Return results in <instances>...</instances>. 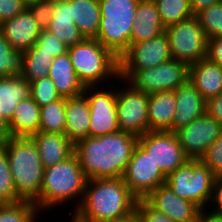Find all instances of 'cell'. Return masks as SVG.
I'll list each match as a JSON object with an SVG mask.
<instances>
[{"label":"cell","instance_id":"1","mask_svg":"<svg viewBox=\"0 0 222 222\" xmlns=\"http://www.w3.org/2000/svg\"><path fill=\"white\" fill-rule=\"evenodd\" d=\"M137 144L138 136L119 130L79 140L75 154L87 179L122 178Z\"/></svg>","mask_w":222,"mask_h":222},{"label":"cell","instance_id":"2","mask_svg":"<svg viewBox=\"0 0 222 222\" xmlns=\"http://www.w3.org/2000/svg\"><path fill=\"white\" fill-rule=\"evenodd\" d=\"M137 198L123 178L88 179L73 222H107L126 217L135 211Z\"/></svg>","mask_w":222,"mask_h":222},{"label":"cell","instance_id":"3","mask_svg":"<svg viewBox=\"0 0 222 222\" xmlns=\"http://www.w3.org/2000/svg\"><path fill=\"white\" fill-rule=\"evenodd\" d=\"M87 180L74 153L66 160L44 169L40 196L34 204L43 212L77 197L79 202L74 208L76 210L83 200Z\"/></svg>","mask_w":222,"mask_h":222},{"label":"cell","instance_id":"4","mask_svg":"<svg viewBox=\"0 0 222 222\" xmlns=\"http://www.w3.org/2000/svg\"><path fill=\"white\" fill-rule=\"evenodd\" d=\"M2 146L8 156L17 194L34 203L40 196L45 169L35 142L31 137L10 136Z\"/></svg>","mask_w":222,"mask_h":222},{"label":"cell","instance_id":"5","mask_svg":"<svg viewBox=\"0 0 222 222\" xmlns=\"http://www.w3.org/2000/svg\"><path fill=\"white\" fill-rule=\"evenodd\" d=\"M68 54L79 80L86 86H97L107 79H119L120 60L95 38L68 47Z\"/></svg>","mask_w":222,"mask_h":222},{"label":"cell","instance_id":"6","mask_svg":"<svg viewBox=\"0 0 222 222\" xmlns=\"http://www.w3.org/2000/svg\"><path fill=\"white\" fill-rule=\"evenodd\" d=\"M140 0H99L101 20L97 39L120 58L130 47V33Z\"/></svg>","mask_w":222,"mask_h":222},{"label":"cell","instance_id":"7","mask_svg":"<svg viewBox=\"0 0 222 222\" xmlns=\"http://www.w3.org/2000/svg\"><path fill=\"white\" fill-rule=\"evenodd\" d=\"M216 177L200 159L188 160L167 175L165 184L180 198L192 201L205 210L212 198Z\"/></svg>","mask_w":222,"mask_h":222},{"label":"cell","instance_id":"8","mask_svg":"<svg viewBox=\"0 0 222 222\" xmlns=\"http://www.w3.org/2000/svg\"><path fill=\"white\" fill-rule=\"evenodd\" d=\"M189 79V66L171 59L156 67L140 70H120L119 80L148 95L174 91Z\"/></svg>","mask_w":222,"mask_h":222},{"label":"cell","instance_id":"9","mask_svg":"<svg viewBox=\"0 0 222 222\" xmlns=\"http://www.w3.org/2000/svg\"><path fill=\"white\" fill-rule=\"evenodd\" d=\"M172 59L191 66L206 58L208 38L194 15L165 29Z\"/></svg>","mask_w":222,"mask_h":222},{"label":"cell","instance_id":"10","mask_svg":"<svg viewBox=\"0 0 222 222\" xmlns=\"http://www.w3.org/2000/svg\"><path fill=\"white\" fill-rule=\"evenodd\" d=\"M166 177L159 165L137 144L122 178L137 199H145L166 183Z\"/></svg>","mask_w":222,"mask_h":222},{"label":"cell","instance_id":"11","mask_svg":"<svg viewBox=\"0 0 222 222\" xmlns=\"http://www.w3.org/2000/svg\"><path fill=\"white\" fill-rule=\"evenodd\" d=\"M147 93L134 89L130 84L117 90L116 107L119 130L136 136L149 132Z\"/></svg>","mask_w":222,"mask_h":222},{"label":"cell","instance_id":"12","mask_svg":"<svg viewBox=\"0 0 222 222\" xmlns=\"http://www.w3.org/2000/svg\"><path fill=\"white\" fill-rule=\"evenodd\" d=\"M138 144L166 175L190 160L184 153L178 136L174 132L149 131L138 137Z\"/></svg>","mask_w":222,"mask_h":222},{"label":"cell","instance_id":"13","mask_svg":"<svg viewBox=\"0 0 222 222\" xmlns=\"http://www.w3.org/2000/svg\"><path fill=\"white\" fill-rule=\"evenodd\" d=\"M83 94L90 108L89 137L118 132L117 89L99 90L96 86H86Z\"/></svg>","mask_w":222,"mask_h":222},{"label":"cell","instance_id":"14","mask_svg":"<svg viewBox=\"0 0 222 222\" xmlns=\"http://www.w3.org/2000/svg\"><path fill=\"white\" fill-rule=\"evenodd\" d=\"M222 133V124L206 112L176 132L184 153L190 160L200 159Z\"/></svg>","mask_w":222,"mask_h":222},{"label":"cell","instance_id":"15","mask_svg":"<svg viewBox=\"0 0 222 222\" xmlns=\"http://www.w3.org/2000/svg\"><path fill=\"white\" fill-rule=\"evenodd\" d=\"M172 59L166 33L151 40L131 44L119 58L120 70H140L156 67Z\"/></svg>","mask_w":222,"mask_h":222},{"label":"cell","instance_id":"16","mask_svg":"<svg viewBox=\"0 0 222 222\" xmlns=\"http://www.w3.org/2000/svg\"><path fill=\"white\" fill-rule=\"evenodd\" d=\"M145 200L174 222H197L201 211L198 205L180 198L166 184L157 187Z\"/></svg>","mask_w":222,"mask_h":222},{"label":"cell","instance_id":"17","mask_svg":"<svg viewBox=\"0 0 222 222\" xmlns=\"http://www.w3.org/2000/svg\"><path fill=\"white\" fill-rule=\"evenodd\" d=\"M174 92L176 112L172 122V132L176 133L206 112V100L189 79Z\"/></svg>","mask_w":222,"mask_h":222},{"label":"cell","instance_id":"18","mask_svg":"<svg viewBox=\"0 0 222 222\" xmlns=\"http://www.w3.org/2000/svg\"><path fill=\"white\" fill-rule=\"evenodd\" d=\"M41 30L28 8L0 24V31L13 49L23 52L35 45Z\"/></svg>","mask_w":222,"mask_h":222},{"label":"cell","instance_id":"19","mask_svg":"<svg viewBox=\"0 0 222 222\" xmlns=\"http://www.w3.org/2000/svg\"><path fill=\"white\" fill-rule=\"evenodd\" d=\"M44 168L52 167L75 153V144L66 134L37 132L31 136Z\"/></svg>","mask_w":222,"mask_h":222},{"label":"cell","instance_id":"20","mask_svg":"<svg viewBox=\"0 0 222 222\" xmlns=\"http://www.w3.org/2000/svg\"><path fill=\"white\" fill-rule=\"evenodd\" d=\"M166 27L153 0H140L130 33V45L151 40L165 32Z\"/></svg>","mask_w":222,"mask_h":222},{"label":"cell","instance_id":"21","mask_svg":"<svg viewBox=\"0 0 222 222\" xmlns=\"http://www.w3.org/2000/svg\"><path fill=\"white\" fill-rule=\"evenodd\" d=\"M48 76L61 97H77L84 92L85 86L79 80L68 52L53 59Z\"/></svg>","mask_w":222,"mask_h":222},{"label":"cell","instance_id":"22","mask_svg":"<svg viewBox=\"0 0 222 222\" xmlns=\"http://www.w3.org/2000/svg\"><path fill=\"white\" fill-rule=\"evenodd\" d=\"M66 126L65 134L76 144L89 137L90 108L84 94L65 98Z\"/></svg>","mask_w":222,"mask_h":222},{"label":"cell","instance_id":"23","mask_svg":"<svg viewBox=\"0 0 222 222\" xmlns=\"http://www.w3.org/2000/svg\"><path fill=\"white\" fill-rule=\"evenodd\" d=\"M47 30L68 47L86 39L71 19V0H54L53 15Z\"/></svg>","mask_w":222,"mask_h":222},{"label":"cell","instance_id":"24","mask_svg":"<svg viewBox=\"0 0 222 222\" xmlns=\"http://www.w3.org/2000/svg\"><path fill=\"white\" fill-rule=\"evenodd\" d=\"M189 80L208 101L222 93V66L202 59L189 66Z\"/></svg>","mask_w":222,"mask_h":222},{"label":"cell","instance_id":"25","mask_svg":"<svg viewBox=\"0 0 222 222\" xmlns=\"http://www.w3.org/2000/svg\"><path fill=\"white\" fill-rule=\"evenodd\" d=\"M176 112L174 91H164L149 95L148 122L149 131H170Z\"/></svg>","mask_w":222,"mask_h":222},{"label":"cell","instance_id":"26","mask_svg":"<svg viewBox=\"0 0 222 222\" xmlns=\"http://www.w3.org/2000/svg\"><path fill=\"white\" fill-rule=\"evenodd\" d=\"M7 123L10 136L31 137L39 132L40 106L31 96L21 100L17 104L12 118Z\"/></svg>","mask_w":222,"mask_h":222},{"label":"cell","instance_id":"27","mask_svg":"<svg viewBox=\"0 0 222 222\" xmlns=\"http://www.w3.org/2000/svg\"><path fill=\"white\" fill-rule=\"evenodd\" d=\"M31 96V84L19 76L0 78V115L8 122L17 104Z\"/></svg>","mask_w":222,"mask_h":222},{"label":"cell","instance_id":"28","mask_svg":"<svg viewBox=\"0 0 222 222\" xmlns=\"http://www.w3.org/2000/svg\"><path fill=\"white\" fill-rule=\"evenodd\" d=\"M71 19L85 38H96L101 20L99 0H71Z\"/></svg>","mask_w":222,"mask_h":222},{"label":"cell","instance_id":"29","mask_svg":"<svg viewBox=\"0 0 222 222\" xmlns=\"http://www.w3.org/2000/svg\"><path fill=\"white\" fill-rule=\"evenodd\" d=\"M53 56L35 45L24 52L22 77L30 84L33 81L48 77Z\"/></svg>","mask_w":222,"mask_h":222},{"label":"cell","instance_id":"30","mask_svg":"<svg viewBox=\"0 0 222 222\" xmlns=\"http://www.w3.org/2000/svg\"><path fill=\"white\" fill-rule=\"evenodd\" d=\"M65 98L40 107L39 131L44 133L65 134Z\"/></svg>","mask_w":222,"mask_h":222},{"label":"cell","instance_id":"31","mask_svg":"<svg viewBox=\"0 0 222 222\" xmlns=\"http://www.w3.org/2000/svg\"><path fill=\"white\" fill-rule=\"evenodd\" d=\"M23 61L24 52L13 49L0 31V78L22 75Z\"/></svg>","mask_w":222,"mask_h":222},{"label":"cell","instance_id":"32","mask_svg":"<svg viewBox=\"0 0 222 222\" xmlns=\"http://www.w3.org/2000/svg\"><path fill=\"white\" fill-rule=\"evenodd\" d=\"M157 6L158 13L163 25L176 24L194 16L189 0H153Z\"/></svg>","mask_w":222,"mask_h":222},{"label":"cell","instance_id":"33","mask_svg":"<svg viewBox=\"0 0 222 222\" xmlns=\"http://www.w3.org/2000/svg\"><path fill=\"white\" fill-rule=\"evenodd\" d=\"M39 209L30 201L0 204V222H36Z\"/></svg>","mask_w":222,"mask_h":222},{"label":"cell","instance_id":"34","mask_svg":"<svg viewBox=\"0 0 222 222\" xmlns=\"http://www.w3.org/2000/svg\"><path fill=\"white\" fill-rule=\"evenodd\" d=\"M22 200L15 189L5 148L0 145V204L17 203Z\"/></svg>","mask_w":222,"mask_h":222},{"label":"cell","instance_id":"35","mask_svg":"<svg viewBox=\"0 0 222 222\" xmlns=\"http://www.w3.org/2000/svg\"><path fill=\"white\" fill-rule=\"evenodd\" d=\"M208 40L222 36V1L195 14Z\"/></svg>","mask_w":222,"mask_h":222},{"label":"cell","instance_id":"36","mask_svg":"<svg viewBox=\"0 0 222 222\" xmlns=\"http://www.w3.org/2000/svg\"><path fill=\"white\" fill-rule=\"evenodd\" d=\"M31 97L40 107L61 98L49 76L31 83Z\"/></svg>","mask_w":222,"mask_h":222},{"label":"cell","instance_id":"37","mask_svg":"<svg viewBox=\"0 0 222 222\" xmlns=\"http://www.w3.org/2000/svg\"><path fill=\"white\" fill-rule=\"evenodd\" d=\"M35 46L42 49L43 52L51 54L53 58L68 52V46L47 29L41 30Z\"/></svg>","mask_w":222,"mask_h":222},{"label":"cell","instance_id":"38","mask_svg":"<svg viewBox=\"0 0 222 222\" xmlns=\"http://www.w3.org/2000/svg\"><path fill=\"white\" fill-rule=\"evenodd\" d=\"M200 160L205 163L216 176H222V133L208 147Z\"/></svg>","mask_w":222,"mask_h":222},{"label":"cell","instance_id":"39","mask_svg":"<svg viewBox=\"0 0 222 222\" xmlns=\"http://www.w3.org/2000/svg\"><path fill=\"white\" fill-rule=\"evenodd\" d=\"M37 25L45 30L49 27L53 15L54 0H39L27 7Z\"/></svg>","mask_w":222,"mask_h":222},{"label":"cell","instance_id":"40","mask_svg":"<svg viewBox=\"0 0 222 222\" xmlns=\"http://www.w3.org/2000/svg\"><path fill=\"white\" fill-rule=\"evenodd\" d=\"M139 222H174L166 214L152 207L145 199H138L135 208Z\"/></svg>","mask_w":222,"mask_h":222},{"label":"cell","instance_id":"41","mask_svg":"<svg viewBox=\"0 0 222 222\" xmlns=\"http://www.w3.org/2000/svg\"><path fill=\"white\" fill-rule=\"evenodd\" d=\"M26 8L21 0H0V24L22 13Z\"/></svg>","mask_w":222,"mask_h":222},{"label":"cell","instance_id":"42","mask_svg":"<svg viewBox=\"0 0 222 222\" xmlns=\"http://www.w3.org/2000/svg\"><path fill=\"white\" fill-rule=\"evenodd\" d=\"M206 58L222 66V36L208 40Z\"/></svg>","mask_w":222,"mask_h":222},{"label":"cell","instance_id":"43","mask_svg":"<svg viewBox=\"0 0 222 222\" xmlns=\"http://www.w3.org/2000/svg\"><path fill=\"white\" fill-rule=\"evenodd\" d=\"M206 113L222 124V93L206 101Z\"/></svg>","mask_w":222,"mask_h":222},{"label":"cell","instance_id":"44","mask_svg":"<svg viewBox=\"0 0 222 222\" xmlns=\"http://www.w3.org/2000/svg\"><path fill=\"white\" fill-rule=\"evenodd\" d=\"M211 203H215L216 208L213 212L221 213L222 212V176H217L212 190Z\"/></svg>","mask_w":222,"mask_h":222},{"label":"cell","instance_id":"45","mask_svg":"<svg viewBox=\"0 0 222 222\" xmlns=\"http://www.w3.org/2000/svg\"><path fill=\"white\" fill-rule=\"evenodd\" d=\"M222 0H189L190 7L192 9V12L194 15L201 11L202 9H205L207 7H210L211 5L220 3Z\"/></svg>","mask_w":222,"mask_h":222},{"label":"cell","instance_id":"46","mask_svg":"<svg viewBox=\"0 0 222 222\" xmlns=\"http://www.w3.org/2000/svg\"><path fill=\"white\" fill-rule=\"evenodd\" d=\"M211 212H206L204 209H201L197 222H222V214L216 213L210 210Z\"/></svg>","mask_w":222,"mask_h":222},{"label":"cell","instance_id":"47","mask_svg":"<svg viewBox=\"0 0 222 222\" xmlns=\"http://www.w3.org/2000/svg\"><path fill=\"white\" fill-rule=\"evenodd\" d=\"M10 137L7 121L0 115V145Z\"/></svg>","mask_w":222,"mask_h":222},{"label":"cell","instance_id":"48","mask_svg":"<svg viewBox=\"0 0 222 222\" xmlns=\"http://www.w3.org/2000/svg\"><path fill=\"white\" fill-rule=\"evenodd\" d=\"M107 222H139V216L135 210L131 214L127 215L126 217L115 219L112 221H107Z\"/></svg>","mask_w":222,"mask_h":222},{"label":"cell","instance_id":"49","mask_svg":"<svg viewBox=\"0 0 222 222\" xmlns=\"http://www.w3.org/2000/svg\"><path fill=\"white\" fill-rule=\"evenodd\" d=\"M22 1V3L26 6V7H28V6H30L31 4H34L35 2H37V1H39V0H21Z\"/></svg>","mask_w":222,"mask_h":222}]
</instances>
